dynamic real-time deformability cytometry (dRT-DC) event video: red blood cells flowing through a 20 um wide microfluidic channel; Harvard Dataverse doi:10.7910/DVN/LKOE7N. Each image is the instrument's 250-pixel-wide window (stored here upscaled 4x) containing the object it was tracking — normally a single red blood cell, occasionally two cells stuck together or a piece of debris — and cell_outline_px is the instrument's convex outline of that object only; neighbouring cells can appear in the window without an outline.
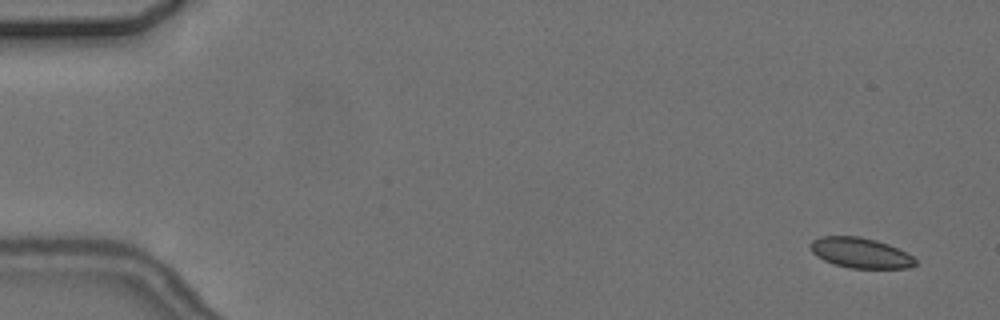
{"species": "common noctule bat (a hibernating species)", "species_latin": "Nyctalus noctula", "temperature_condition": "cold", "stored_images_in_passage": 5, "camera_frame_rate_fps": 3000, "um_per_image_px": 0.085, "animal": {"sex": "female", "body_mass_g": 24.6, "forearm_length_mm": 56.2}, "frame": {"image": 1, "passage_image": 1, "time_ms": 0.0, "image_size_px": [1000, 320], "cell_outline_px": [[916, 264], [908, 268], [852, 268], [832, 264], [816, 256], [812, 252], [808, 244], [812, 240], [820, 236], [860, 236], [876, 240], [888, 244], [912, 256], [916, 260]], "centroid_in_image_um": [73.08, 21.49], "position_along_channel_um": 11.9, "area_um2": 18.55}}
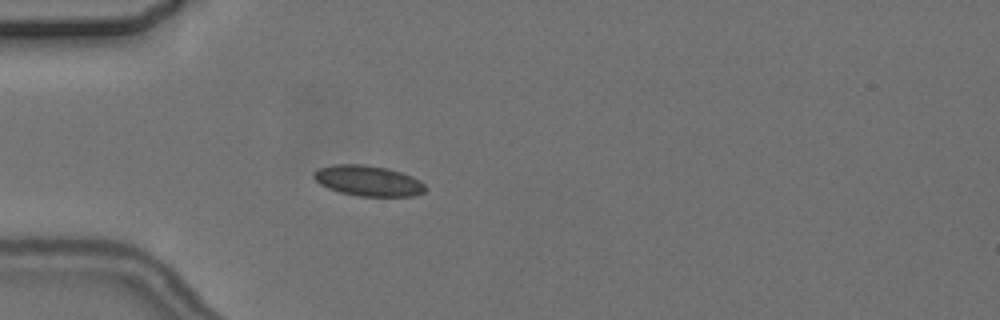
{"frame": {"image": 2, "passage_image": 5, "time_ms": 4.667, "image_size_px": [1000, 320], "cell_outline_px": [[428, 188], [424, 192], [412, 196], [356, 196], [340, 192], [328, 188], [320, 184], [312, 176], [312, 172], [316, 168], [332, 164], [364, 164], [388, 168], [412, 176], [420, 180]], "centroid_in_image_um": [31.27, 15.35], "position_along_channel_um": 53.7, "area_um2": 20.11}}